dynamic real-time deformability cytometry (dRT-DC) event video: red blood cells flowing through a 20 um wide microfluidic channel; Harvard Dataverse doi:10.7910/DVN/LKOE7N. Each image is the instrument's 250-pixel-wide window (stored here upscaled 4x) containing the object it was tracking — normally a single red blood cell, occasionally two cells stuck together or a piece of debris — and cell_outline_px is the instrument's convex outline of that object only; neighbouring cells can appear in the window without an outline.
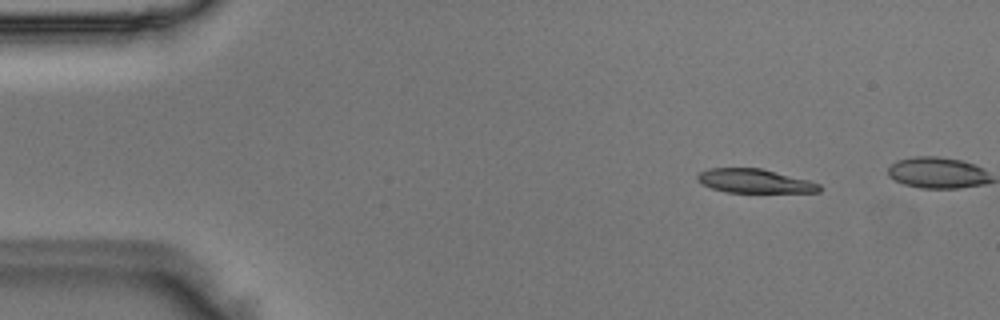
{"species": "Egyptian fruit bat (a non-hibernating species)", "species_latin": "Rousettus aegyptiacus", "temperature_condition": "room temperature", "stored_images_in_passage": 6, "camera_frame_rate_fps": 3000, "um_per_image_px": 0.085, "animal": {"sex": "male"}, "frame": {"image": 1, "passage_image": 1, "time_ms": 0.0, "image_size_px": [1000, 320], "cell_outline_px": [[820, 192], [728, 192], [712, 188], [696, 180], [696, 176], [700, 172], [708, 168], [760, 168], [808, 180], [820, 184]], "centroid_in_image_um": [64.12, 15.38], "position_along_channel_um": 20.9, "area_um2": 16.76}}